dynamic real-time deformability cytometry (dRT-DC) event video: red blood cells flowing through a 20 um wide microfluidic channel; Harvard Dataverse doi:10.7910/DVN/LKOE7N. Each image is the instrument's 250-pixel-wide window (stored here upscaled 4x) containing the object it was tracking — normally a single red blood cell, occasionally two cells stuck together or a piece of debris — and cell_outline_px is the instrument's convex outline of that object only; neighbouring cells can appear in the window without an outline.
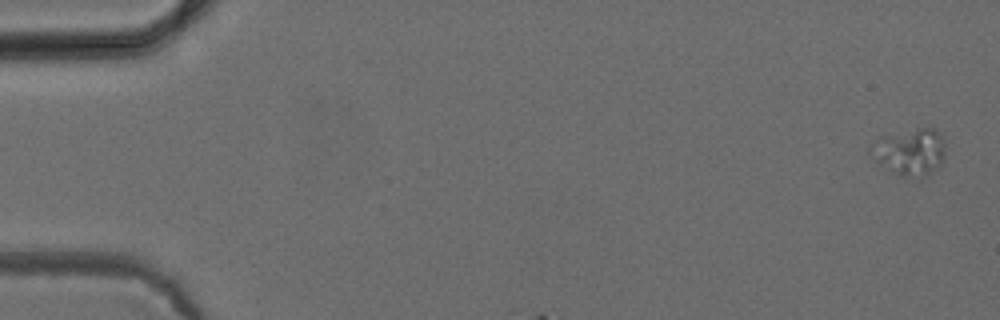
{"species": "common noctule bat (a hibernating species)", "species_latin": "Nyctalus noctula", "temperature_condition": "cold", "stored_images_in_passage": 4, "camera_frame_rate_fps": 3000, "um_per_image_px": 0.085, "animal": {"sex": "female", "body_mass_g": 24.6, "forearm_length_mm": 56.2}, "frame": {"image": 1, "passage_image": 1, "time_ms": 0.0, "image_size_px": [1000, 320], "cell_outline_px": [[944, 156], [940, 164], [932, 172], [924, 176], [900, 176], [888, 172], [876, 164], [868, 152], [868, 144], [876, 136], [916, 128], [936, 128], [940, 132], [944, 140]], "centroid_in_image_um": [77.23, 12.88], "position_along_channel_um": 7.8, "area_um2": 21.27}}